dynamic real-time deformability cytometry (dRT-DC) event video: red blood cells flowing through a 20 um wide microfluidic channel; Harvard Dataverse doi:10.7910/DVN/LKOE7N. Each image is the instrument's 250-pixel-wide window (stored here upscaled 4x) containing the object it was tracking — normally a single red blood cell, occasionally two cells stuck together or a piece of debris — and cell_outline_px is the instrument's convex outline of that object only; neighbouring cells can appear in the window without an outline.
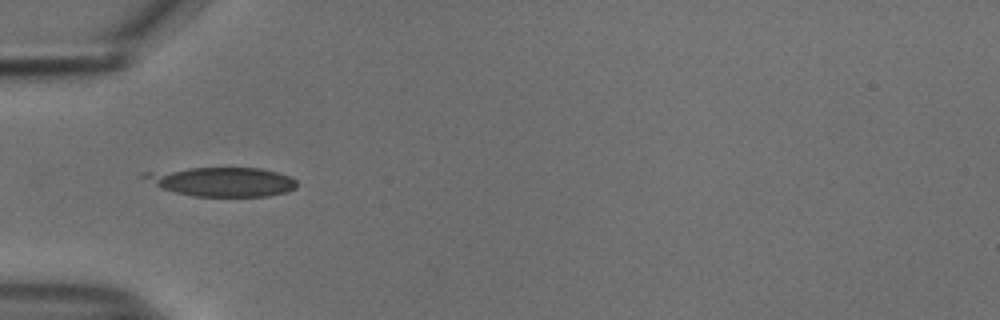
{"species": "common noctule bat (a hibernating species)", "species_latin": "Nyctalus noctula", "temperature_condition": "cold", "stored_images_in_passage": 15, "camera_frame_rate_fps": 3000, "um_per_image_px": 0.085, "animal": {"sex": "male", "body_mass_g": 18.8}, "frame": {"image": 1, "passage_image": 1, "time_ms": 0.0, "image_size_px": [1000, 320], "cell_outline_px": [[296, 188], [284, 192], [268, 196], [192, 196], [176, 192], [164, 188], [140, 176], [140, 172], [192, 168], [260, 168], [276, 172], [288, 176], [296, 180]], "centroid_in_image_um": [18.87, 15.44], "position_along_channel_um": 66.1, "area_um2": 25.55}}
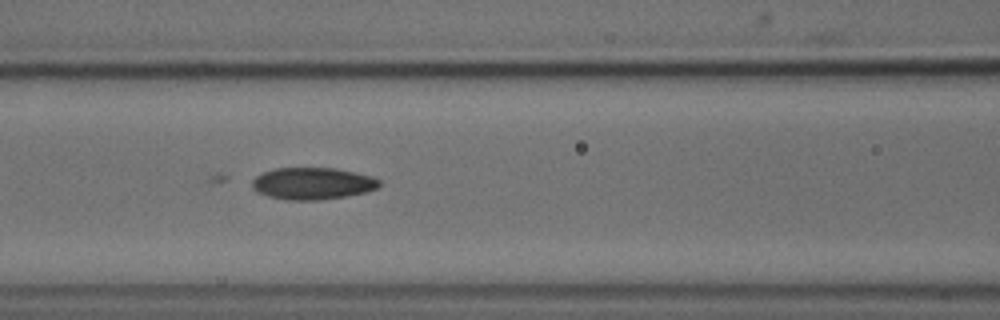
{"frame": {"image": 2, "passage_image": 7, "time_ms": 2.0, "image_size_px": [1000, 320], "cell_outline_px": [[380, 184], [376, 188], [368, 192], [320, 200], [288, 200], [268, 196], [256, 192], [252, 188], [252, 180], [256, 176], [264, 172], [276, 168], [336, 168], [356, 172], [372, 176], [380, 180]], "centroid_in_image_um": [26.57, 15.59], "position_along_channel_um": 140.0, "area_um2": 23.76}}
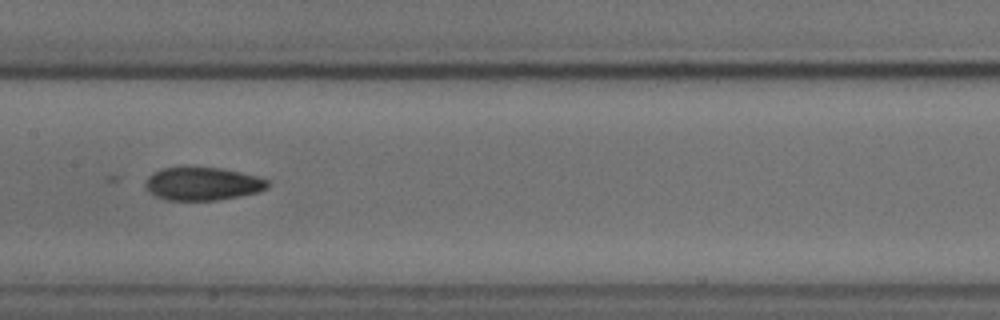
{"frame": {"image": 3, "passage_image": 11, "time_ms": 3.333, "image_size_px": [1000, 320], "cell_outline_px": [[268, 188], [256, 192], [240, 196], [216, 200], [164, 200], [156, 196], [144, 184], [148, 176], [152, 172], [160, 168], [220, 168], [240, 172], [256, 176], [268, 180]], "centroid_in_image_um": [17.21, 15.62], "position_along_channel_um": 190.2, "area_um2": 23.29}}